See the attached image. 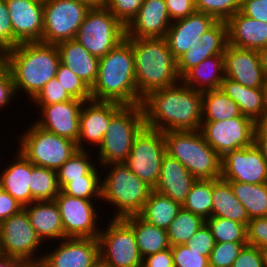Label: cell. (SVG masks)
Masks as SVG:
<instances>
[{
  "label": "cell",
  "mask_w": 267,
  "mask_h": 267,
  "mask_svg": "<svg viewBox=\"0 0 267 267\" xmlns=\"http://www.w3.org/2000/svg\"><path fill=\"white\" fill-rule=\"evenodd\" d=\"M141 105L145 127L149 129L161 132L200 130L202 92L182 81L150 92Z\"/></svg>",
  "instance_id": "1"
},
{
  "label": "cell",
  "mask_w": 267,
  "mask_h": 267,
  "mask_svg": "<svg viewBox=\"0 0 267 267\" xmlns=\"http://www.w3.org/2000/svg\"><path fill=\"white\" fill-rule=\"evenodd\" d=\"M95 101L121 105L142 103L135 83V64L131 43L125 38L99 60L98 76L91 88Z\"/></svg>",
  "instance_id": "2"
},
{
  "label": "cell",
  "mask_w": 267,
  "mask_h": 267,
  "mask_svg": "<svg viewBox=\"0 0 267 267\" xmlns=\"http://www.w3.org/2000/svg\"><path fill=\"white\" fill-rule=\"evenodd\" d=\"M59 63L58 47L52 44L24 42L6 51V68L13 77L16 93L22 90L32 100L55 78Z\"/></svg>",
  "instance_id": "3"
},
{
  "label": "cell",
  "mask_w": 267,
  "mask_h": 267,
  "mask_svg": "<svg viewBox=\"0 0 267 267\" xmlns=\"http://www.w3.org/2000/svg\"><path fill=\"white\" fill-rule=\"evenodd\" d=\"M132 46L135 83L143 99L150 92L173 86L181 81L177 60L166 38H126Z\"/></svg>",
  "instance_id": "4"
},
{
  "label": "cell",
  "mask_w": 267,
  "mask_h": 267,
  "mask_svg": "<svg viewBox=\"0 0 267 267\" xmlns=\"http://www.w3.org/2000/svg\"><path fill=\"white\" fill-rule=\"evenodd\" d=\"M166 153L177 159L196 180L221 178V156L200 130L163 132Z\"/></svg>",
  "instance_id": "5"
},
{
  "label": "cell",
  "mask_w": 267,
  "mask_h": 267,
  "mask_svg": "<svg viewBox=\"0 0 267 267\" xmlns=\"http://www.w3.org/2000/svg\"><path fill=\"white\" fill-rule=\"evenodd\" d=\"M110 170L101 181V201L116 208L113 218L139 215L152 188L132 172L125 163L103 166Z\"/></svg>",
  "instance_id": "6"
},
{
  "label": "cell",
  "mask_w": 267,
  "mask_h": 267,
  "mask_svg": "<svg viewBox=\"0 0 267 267\" xmlns=\"http://www.w3.org/2000/svg\"><path fill=\"white\" fill-rule=\"evenodd\" d=\"M145 127L142 105H123L110 119L98 151L99 166L126 163L134 138Z\"/></svg>",
  "instance_id": "7"
},
{
  "label": "cell",
  "mask_w": 267,
  "mask_h": 267,
  "mask_svg": "<svg viewBox=\"0 0 267 267\" xmlns=\"http://www.w3.org/2000/svg\"><path fill=\"white\" fill-rule=\"evenodd\" d=\"M32 124L18 137L17 150L34 165L57 171L78 150L76 142Z\"/></svg>",
  "instance_id": "8"
},
{
  "label": "cell",
  "mask_w": 267,
  "mask_h": 267,
  "mask_svg": "<svg viewBox=\"0 0 267 267\" xmlns=\"http://www.w3.org/2000/svg\"><path fill=\"white\" fill-rule=\"evenodd\" d=\"M126 37V27L105 7H91L75 40L90 54L101 58Z\"/></svg>",
  "instance_id": "9"
},
{
  "label": "cell",
  "mask_w": 267,
  "mask_h": 267,
  "mask_svg": "<svg viewBox=\"0 0 267 267\" xmlns=\"http://www.w3.org/2000/svg\"><path fill=\"white\" fill-rule=\"evenodd\" d=\"M98 235L100 262L108 267H142V256L132 227L123 218H111Z\"/></svg>",
  "instance_id": "10"
},
{
  "label": "cell",
  "mask_w": 267,
  "mask_h": 267,
  "mask_svg": "<svg viewBox=\"0 0 267 267\" xmlns=\"http://www.w3.org/2000/svg\"><path fill=\"white\" fill-rule=\"evenodd\" d=\"M90 9L80 0H43L42 43L57 45L75 39Z\"/></svg>",
  "instance_id": "11"
},
{
  "label": "cell",
  "mask_w": 267,
  "mask_h": 267,
  "mask_svg": "<svg viewBox=\"0 0 267 267\" xmlns=\"http://www.w3.org/2000/svg\"><path fill=\"white\" fill-rule=\"evenodd\" d=\"M166 154L164 134L144 127L134 138L126 165L152 189L161 174L162 157Z\"/></svg>",
  "instance_id": "12"
},
{
  "label": "cell",
  "mask_w": 267,
  "mask_h": 267,
  "mask_svg": "<svg viewBox=\"0 0 267 267\" xmlns=\"http://www.w3.org/2000/svg\"><path fill=\"white\" fill-rule=\"evenodd\" d=\"M42 245V240L31 225L24 208L0 224L1 254L26 262H40L44 254H38V249L40 250Z\"/></svg>",
  "instance_id": "13"
},
{
  "label": "cell",
  "mask_w": 267,
  "mask_h": 267,
  "mask_svg": "<svg viewBox=\"0 0 267 267\" xmlns=\"http://www.w3.org/2000/svg\"><path fill=\"white\" fill-rule=\"evenodd\" d=\"M255 122L244 115L216 122H202L200 132L206 142L222 157L228 151L253 144Z\"/></svg>",
  "instance_id": "14"
},
{
  "label": "cell",
  "mask_w": 267,
  "mask_h": 267,
  "mask_svg": "<svg viewBox=\"0 0 267 267\" xmlns=\"http://www.w3.org/2000/svg\"><path fill=\"white\" fill-rule=\"evenodd\" d=\"M55 202L60 210L64 238H98L101 225L97 224L100 218L97 214L100 212L93 200L72 197L60 190Z\"/></svg>",
  "instance_id": "15"
},
{
  "label": "cell",
  "mask_w": 267,
  "mask_h": 267,
  "mask_svg": "<svg viewBox=\"0 0 267 267\" xmlns=\"http://www.w3.org/2000/svg\"><path fill=\"white\" fill-rule=\"evenodd\" d=\"M221 178L241 183H267V160L252 144L228 151L221 157Z\"/></svg>",
  "instance_id": "16"
},
{
  "label": "cell",
  "mask_w": 267,
  "mask_h": 267,
  "mask_svg": "<svg viewBox=\"0 0 267 267\" xmlns=\"http://www.w3.org/2000/svg\"><path fill=\"white\" fill-rule=\"evenodd\" d=\"M41 260L46 267H95L100 262L98 238H64Z\"/></svg>",
  "instance_id": "17"
},
{
  "label": "cell",
  "mask_w": 267,
  "mask_h": 267,
  "mask_svg": "<svg viewBox=\"0 0 267 267\" xmlns=\"http://www.w3.org/2000/svg\"><path fill=\"white\" fill-rule=\"evenodd\" d=\"M11 19L13 48L19 43L42 42L43 0H5Z\"/></svg>",
  "instance_id": "18"
},
{
  "label": "cell",
  "mask_w": 267,
  "mask_h": 267,
  "mask_svg": "<svg viewBox=\"0 0 267 267\" xmlns=\"http://www.w3.org/2000/svg\"><path fill=\"white\" fill-rule=\"evenodd\" d=\"M224 56V77L248 88H263L266 75L257 50L227 45Z\"/></svg>",
  "instance_id": "19"
},
{
  "label": "cell",
  "mask_w": 267,
  "mask_h": 267,
  "mask_svg": "<svg viewBox=\"0 0 267 267\" xmlns=\"http://www.w3.org/2000/svg\"><path fill=\"white\" fill-rule=\"evenodd\" d=\"M85 101H70L42 106L41 118L34 123L40 128L77 143L80 129V112Z\"/></svg>",
  "instance_id": "20"
},
{
  "label": "cell",
  "mask_w": 267,
  "mask_h": 267,
  "mask_svg": "<svg viewBox=\"0 0 267 267\" xmlns=\"http://www.w3.org/2000/svg\"><path fill=\"white\" fill-rule=\"evenodd\" d=\"M123 105L115 102L85 101L80 112V129L77 148L87 150L85 144L99 147L107 132L111 117ZM86 141V142H84Z\"/></svg>",
  "instance_id": "21"
},
{
  "label": "cell",
  "mask_w": 267,
  "mask_h": 267,
  "mask_svg": "<svg viewBox=\"0 0 267 267\" xmlns=\"http://www.w3.org/2000/svg\"><path fill=\"white\" fill-rule=\"evenodd\" d=\"M216 22L214 17L199 11L172 21L165 38L173 57L177 60L190 47L198 44L200 36Z\"/></svg>",
  "instance_id": "22"
},
{
  "label": "cell",
  "mask_w": 267,
  "mask_h": 267,
  "mask_svg": "<svg viewBox=\"0 0 267 267\" xmlns=\"http://www.w3.org/2000/svg\"><path fill=\"white\" fill-rule=\"evenodd\" d=\"M171 24L165 0H145L126 26L125 38H164Z\"/></svg>",
  "instance_id": "23"
},
{
  "label": "cell",
  "mask_w": 267,
  "mask_h": 267,
  "mask_svg": "<svg viewBox=\"0 0 267 267\" xmlns=\"http://www.w3.org/2000/svg\"><path fill=\"white\" fill-rule=\"evenodd\" d=\"M228 45V29L225 21H217L200 36L198 44L190 47L177 59V71L182 77L189 69L206 58L223 55Z\"/></svg>",
  "instance_id": "24"
},
{
  "label": "cell",
  "mask_w": 267,
  "mask_h": 267,
  "mask_svg": "<svg viewBox=\"0 0 267 267\" xmlns=\"http://www.w3.org/2000/svg\"><path fill=\"white\" fill-rule=\"evenodd\" d=\"M195 181L185 166L166 153L162 157L161 174L153 190L182 205Z\"/></svg>",
  "instance_id": "25"
},
{
  "label": "cell",
  "mask_w": 267,
  "mask_h": 267,
  "mask_svg": "<svg viewBox=\"0 0 267 267\" xmlns=\"http://www.w3.org/2000/svg\"><path fill=\"white\" fill-rule=\"evenodd\" d=\"M226 23L229 45L257 51L267 46V23L252 19L240 11Z\"/></svg>",
  "instance_id": "26"
},
{
  "label": "cell",
  "mask_w": 267,
  "mask_h": 267,
  "mask_svg": "<svg viewBox=\"0 0 267 267\" xmlns=\"http://www.w3.org/2000/svg\"><path fill=\"white\" fill-rule=\"evenodd\" d=\"M56 46L58 47L60 63L92 88L98 76L100 58L90 54L75 39L60 42Z\"/></svg>",
  "instance_id": "27"
},
{
  "label": "cell",
  "mask_w": 267,
  "mask_h": 267,
  "mask_svg": "<svg viewBox=\"0 0 267 267\" xmlns=\"http://www.w3.org/2000/svg\"><path fill=\"white\" fill-rule=\"evenodd\" d=\"M15 159L0 172V187L8 192L23 207L31 203V163L20 151H17Z\"/></svg>",
  "instance_id": "28"
},
{
  "label": "cell",
  "mask_w": 267,
  "mask_h": 267,
  "mask_svg": "<svg viewBox=\"0 0 267 267\" xmlns=\"http://www.w3.org/2000/svg\"><path fill=\"white\" fill-rule=\"evenodd\" d=\"M23 208L42 242L46 240L44 242L47 243L49 239L57 241L64 239L60 210L55 200L34 201Z\"/></svg>",
  "instance_id": "29"
},
{
  "label": "cell",
  "mask_w": 267,
  "mask_h": 267,
  "mask_svg": "<svg viewBox=\"0 0 267 267\" xmlns=\"http://www.w3.org/2000/svg\"><path fill=\"white\" fill-rule=\"evenodd\" d=\"M223 79V55H215L204 59L181 77V81L185 85L201 92L220 88Z\"/></svg>",
  "instance_id": "30"
},
{
  "label": "cell",
  "mask_w": 267,
  "mask_h": 267,
  "mask_svg": "<svg viewBox=\"0 0 267 267\" xmlns=\"http://www.w3.org/2000/svg\"><path fill=\"white\" fill-rule=\"evenodd\" d=\"M237 221L246 227L250 221L245 207L236 198L230 183L222 178L212 179V214Z\"/></svg>",
  "instance_id": "31"
},
{
  "label": "cell",
  "mask_w": 267,
  "mask_h": 267,
  "mask_svg": "<svg viewBox=\"0 0 267 267\" xmlns=\"http://www.w3.org/2000/svg\"><path fill=\"white\" fill-rule=\"evenodd\" d=\"M220 89L239 106L242 115L256 122L266 110L263 88H248L224 77Z\"/></svg>",
  "instance_id": "32"
},
{
  "label": "cell",
  "mask_w": 267,
  "mask_h": 267,
  "mask_svg": "<svg viewBox=\"0 0 267 267\" xmlns=\"http://www.w3.org/2000/svg\"><path fill=\"white\" fill-rule=\"evenodd\" d=\"M133 229L142 258L171 247L166 229L144 220L140 215L123 218Z\"/></svg>",
  "instance_id": "33"
},
{
  "label": "cell",
  "mask_w": 267,
  "mask_h": 267,
  "mask_svg": "<svg viewBox=\"0 0 267 267\" xmlns=\"http://www.w3.org/2000/svg\"><path fill=\"white\" fill-rule=\"evenodd\" d=\"M181 209L180 203L152 189L139 215L150 224L167 229Z\"/></svg>",
  "instance_id": "34"
},
{
  "label": "cell",
  "mask_w": 267,
  "mask_h": 267,
  "mask_svg": "<svg viewBox=\"0 0 267 267\" xmlns=\"http://www.w3.org/2000/svg\"><path fill=\"white\" fill-rule=\"evenodd\" d=\"M242 115L239 106L220 88L202 92V122H216Z\"/></svg>",
  "instance_id": "35"
},
{
  "label": "cell",
  "mask_w": 267,
  "mask_h": 267,
  "mask_svg": "<svg viewBox=\"0 0 267 267\" xmlns=\"http://www.w3.org/2000/svg\"><path fill=\"white\" fill-rule=\"evenodd\" d=\"M249 219L267 217V183L250 184L228 181Z\"/></svg>",
  "instance_id": "36"
},
{
  "label": "cell",
  "mask_w": 267,
  "mask_h": 267,
  "mask_svg": "<svg viewBox=\"0 0 267 267\" xmlns=\"http://www.w3.org/2000/svg\"><path fill=\"white\" fill-rule=\"evenodd\" d=\"M29 187L31 203L34 201L55 200L60 192L56 170L33 164Z\"/></svg>",
  "instance_id": "37"
},
{
  "label": "cell",
  "mask_w": 267,
  "mask_h": 267,
  "mask_svg": "<svg viewBox=\"0 0 267 267\" xmlns=\"http://www.w3.org/2000/svg\"><path fill=\"white\" fill-rule=\"evenodd\" d=\"M205 223L206 220L202 217L182 208L166 229L170 245L175 246L187 243L190 237Z\"/></svg>",
  "instance_id": "38"
},
{
  "label": "cell",
  "mask_w": 267,
  "mask_h": 267,
  "mask_svg": "<svg viewBox=\"0 0 267 267\" xmlns=\"http://www.w3.org/2000/svg\"><path fill=\"white\" fill-rule=\"evenodd\" d=\"M182 208L207 220L212 214V180H196Z\"/></svg>",
  "instance_id": "39"
},
{
  "label": "cell",
  "mask_w": 267,
  "mask_h": 267,
  "mask_svg": "<svg viewBox=\"0 0 267 267\" xmlns=\"http://www.w3.org/2000/svg\"><path fill=\"white\" fill-rule=\"evenodd\" d=\"M95 165L86 175L81 178L72 179L61 191L69 196L87 199H101V173ZM99 173V174H98Z\"/></svg>",
  "instance_id": "40"
},
{
  "label": "cell",
  "mask_w": 267,
  "mask_h": 267,
  "mask_svg": "<svg viewBox=\"0 0 267 267\" xmlns=\"http://www.w3.org/2000/svg\"><path fill=\"white\" fill-rule=\"evenodd\" d=\"M91 153L78 149L74 154L56 171L60 190L72 179L81 178L86 175L94 166L91 163Z\"/></svg>",
  "instance_id": "41"
},
{
  "label": "cell",
  "mask_w": 267,
  "mask_h": 267,
  "mask_svg": "<svg viewBox=\"0 0 267 267\" xmlns=\"http://www.w3.org/2000/svg\"><path fill=\"white\" fill-rule=\"evenodd\" d=\"M215 243L247 242L246 226L230 219L211 216L206 220Z\"/></svg>",
  "instance_id": "42"
},
{
  "label": "cell",
  "mask_w": 267,
  "mask_h": 267,
  "mask_svg": "<svg viewBox=\"0 0 267 267\" xmlns=\"http://www.w3.org/2000/svg\"><path fill=\"white\" fill-rule=\"evenodd\" d=\"M55 78L73 99L92 100L91 88L62 63L58 65Z\"/></svg>",
  "instance_id": "43"
},
{
  "label": "cell",
  "mask_w": 267,
  "mask_h": 267,
  "mask_svg": "<svg viewBox=\"0 0 267 267\" xmlns=\"http://www.w3.org/2000/svg\"><path fill=\"white\" fill-rule=\"evenodd\" d=\"M196 11L206 13L217 21H227L240 11L242 0H194Z\"/></svg>",
  "instance_id": "44"
},
{
  "label": "cell",
  "mask_w": 267,
  "mask_h": 267,
  "mask_svg": "<svg viewBox=\"0 0 267 267\" xmlns=\"http://www.w3.org/2000/svg\"><path fill=\"white\" fill-rule=\"evenodd\" d=\"M247 242L215 243L209 257V267H231Z\"/></svg>",
  "instance_id": "45"
},
{
  "label": "cell",
  "mask_w": 267,
  "mask_h": 267,
  "mask_svg": "<svg viewBox=\"0 0 267 267\" xmlns=\"http://www.w3.org/2000/svg\"><path fill=\"white\" fill-rule=\"evenodd\" d=\"M174 267H209V256L185 244L171 246Z\"/></svg>",
  "instance_id": "46"
},
{
  "label": "cell",
  "mask_w": 267,
  "mask_h": 267,
  "mask_svg": "<svg viewBox=\"0 0 267 267\" xmlns=\"http://www.w3.org/2000/svg\"><path fill=\"white\" fill-rule=\"evenodd\" d=\"M72 99L73 98L63 89L61 83L58 82L56 78H53L44 85L32 102L34 101L33 103H35V106L38 105L36 107L40 109L45 105L62 103Z\"/></svg>",
  "instance_id": "47"
},
{
  "label": "cell",
  "mask_w": 267,
  "mask_h": 267,
  "mask_svg": "<svg viewBox=\"0 0 267 267\" xmlns=\"http://www.w3.org/2000/svg\"><path fill=\"white\" fill-rule=\"evenodd\" d=\"M145 0H108L106 8L126 27Z\"/></svg>",
  "instance_id": "48"
},
{
  "label": "cell",
  "mask_w": 267,
  "mask_h": 267,
  "mask_svg": "<svg viewBox=\"0 0 267 267\" xmlns=\"http://www.w3.org/2000/svg\"><path fill=\"white\" fill-rule=\"evenodd\" d=\"M247 244L267 254V217L250 219L246 227Z\"/></svg>",
  "instance_id": "49"
},
{
  "label": "cell",
  "mask_w": 267,
  "mask_h": 267,
  "mask_svg": "<svg viewBox=\"0 0 267 267\" xmlns=\"http://www.w3.org/2000/svg\"><path fill=\"white\" fill-rule=\"evenodd\" d=\"M231 267H267V255L261 249L247 244Z\"/></svg>",
  "instance_id": "50"
},
{
  "label": "cell",
  "mask_w": 267,
  "mask_h": 267,
  "mask_svg": "<svg viewBox=\"0 0 267 267\" xmlns=\"http://www.w3.org/2000/svg\"><path fill=\"white\" fill-rule=\"evenodd\" d=\"M185 245L197 252H205L210 257L215 241L207 223L203 224Z\"/></svg>",
  "instance_id": "51"
},
{
  "label": "cell",
  "mask_w": 267,
  "mask_h": 267,
  "mask_svg": "<svg viewBox=\"0 0 267 267\" xmlns=\"http://www.w3.org/2000/svg\"><path fill=\"white\" fill-rule=\"evenodd\" d=\"M0 48L5 52L13 49L12 25L5 0H0Z\"/></svg>",
  "instance_id": "52"
},
{
  "label": "cell",
  "mask_w": 267,
  "mask_h": 267,
  "mask_svg": "<svg viewBox=\"0 0 267 267\" xmlns=\"http://www.w3.org/2000/svg\"><path fill=\"white\" fill-rule=\"evenodd\" d=\"M17 96L13 77L10 71L5 67L0 72V110L11 104Z\"/></svg>",
  "instance_id": "53"
},
{
  "label": "cell",
  "mask_w": 267,
  "mask_h": 267,
  "mask_svg": "<svg viewBox=\"0 0 267 267\" xmlns=\"http://www.w3.org/2000/svg\"><path fill=\"white\" fill-rule=\"evenodd\" d=\"M240 12L252 19L267 23V0H242Z\"/></svg>",
  "instance_id": "54"
},
{
  "label": "cell",
  "mask_w": 267,
  "mask_h": 267,
  "mask_svg": "<svg viewBox=\"0 0 267 267\" xmlns=\"http://www.w3.org/2000/svg\"><path fill=\"white\" fill-rule=\"evenodd\" d=\"M172 21L185 18L196 11L194 0H165Z\"/></svg>",
  "instance_id": "55"
},
{
  "label": "cell",
  "mask_w": 267,
  "mask_h": 267,
  "mask_svg": "<svg viewBox=\"0 0 267 267\" xmlns=\"http://www.w3.org/2000/svg\"><path fill=\"white\" fill-rule=\"evenodd\" d=\"M21 209L23 206L0 187V224Z\"/></svg>",
  "instance_id": "56"
},
{
  "label": "cell",
  "mask_w": 267,
  "mask_h": 267,
  "mask_svg": "<svg viewBox=\"0 0 267 267\" xmlns=\"http://www.w3.org/2000/svg\"><path fill=\"white\" fill-rule=\"evenodd\" d=\"M142 267H174L171 247L145 256L142 259Z\"/></svg>",
  "instance_id": "57"
},
{
  "label": "cell",
  "mask_w": 267,
  "mask_h": 267,
  "mask_svg": "<svg viewBox=\"0 0 267 267\" xmlns=\"http://www.w3.org/2000/svg\"><path fill=\"white\" fill-rule=\"evenodd\" d=\"M253 144L267 160V135L262 134L256 127L253 134Z\"/></svg>",
  "instance_id": "58"
},
{
  "label": "cell",
  "mask_w": 267,
  "mask_h": 267,
  "mask_svg": "<svg viewBox=\"0 0 267 267\" xmlns=\"http://www.w3.org/2000/svg\"><path fill=\"white\" fill-rule=\"evenodd\" d=\"M28 262L0 253V267H24Z\"/></svg>",
  "instance_id": "59"
},
{
  "label": "cell",
  "mask_w": 267,
  "mask_h": 267,
  "mask_svg": "<svg viewBox=\"0 0 267 267\" xmlns=\"http://www.w3.org/2000/svg\"><path fill=\"white\" fill-rule=\"evenodd\" d=\"M255 127L264 135H267V109L261 117L255 122Z\"/></svg>",
  "instance_id": "60"
},
{
  "label": "cell",
  "mask_w": 267,
  "mask_h": 267,
  "mask_svg": "<svg viewBox=\"0 0 267 267\" xmlns=\"http://www.w3.org/2000/svg\"><path fill=\"white\" fill-rule=\"evenodd\" d=\"M261 66L267 78V46L258 50Z\"/></svg>",
  "instance_id": "61"
},
{
  "label": "cell",
  "mask_w": 267,
  "mask_h": 267,
  "mask_svg": "<svg viewBox=\"0 0 267 267\" xmlns=\"http://www.w3.org/2000/svg\"><path fill=\"white\" fill-rule=\"evenodd\" d=\"M80 1L87 3L91 7H102L106 6V4L108 3V0H80Z\"/></svg>",
  "instance_id": "62"
},
{
  "label": "cell",
  "mask_w": 267,
  "mask_h": 267,
  "mask_svg": "<svg viewBox=\"0 0 267 267\" xmlns=\"http://www.w3.org/2000/svg\"><path fill=\"white\" fill-rule=\"evenodd\" d=\"M6 67V52L0 48V72Z\"/></svg>",
  "instance_id": "63"
},
{
  "label": "cell",
  "mask_w": 267,
  "mask_h": 267,
  "mask_svg": "<svg viewBox=\"0 0 267 267\" xmlns=\"http://www.w3.org/2000/svg\"><path fill=\"white\" fill-rule=\"evenodd\" d=\"M24 267H46V266L40 261V262H28Z\"/></svg>",
  "instance_id": "64"
},
{
  "label": "cell",
  "mask_w": 267,
  "mask_h": 267,
  "mask_svg": "<svg viewBox=\"0 0 267 267\" xmlns=\"http://www.w3.org/2000/svg\"><path fill=\"white\" fill-rule=\"evenodd\" d=\"M263 89H264V97H265V107L267 109V78L265 80V84L263 86Z\"/></svg>",
  "instance_id": "65"
},
{
  "label": "cell",
  "mask_w": 267,
  "mask_h": 267,
  "mask_svg": "<svg viewBox=\"0 0 267 267\" xmlns=\"http://www.w3.org/2000/svg\"><path fill=\"white\" fill-rule=\"evenodd\" d=\"M95 267H108V266H106L103 263L99 262Z\"/></svg>",
  "instance_id": "66"
}]
</instances>
